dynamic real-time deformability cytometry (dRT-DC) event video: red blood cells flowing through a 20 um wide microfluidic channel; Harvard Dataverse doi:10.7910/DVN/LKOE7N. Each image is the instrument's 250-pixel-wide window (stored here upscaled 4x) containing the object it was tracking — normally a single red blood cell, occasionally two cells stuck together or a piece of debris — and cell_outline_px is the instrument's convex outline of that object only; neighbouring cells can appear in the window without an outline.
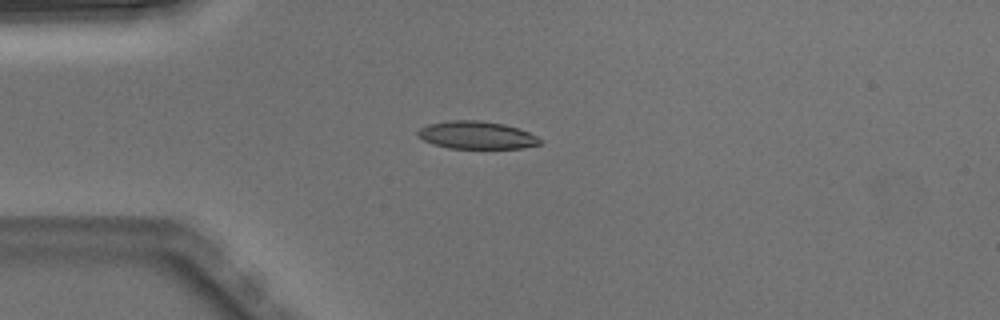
{"species": "Egyptian fruit bat (a non-hibernating species)", "species_latin": "Rousettus aegyptiacus", "temperature_condition": "warm", "stored_images_in_passage": 1, "camera_frame_rate_fps": 3000, "um_per_image_px": 0.085, "animal": {"sex": "male"}, "frame": {"image": 1, "passage_image": 1, "time_ms": 0.0, "image_size_px": [1000, 320], "cell_outline_px": [[540, 144], [524, 148], [448, 148], [432, 144], [416, 136], [416, 132], [420, 128], [428, 124], [448, 120], [480, 120], [504, 124], [528, 132], [536, 136], [540, 140]], "centroid_in_image_um": [40.46, 11.48], "position_along_channel_um": 44.5, "area_um2": 19.71}}